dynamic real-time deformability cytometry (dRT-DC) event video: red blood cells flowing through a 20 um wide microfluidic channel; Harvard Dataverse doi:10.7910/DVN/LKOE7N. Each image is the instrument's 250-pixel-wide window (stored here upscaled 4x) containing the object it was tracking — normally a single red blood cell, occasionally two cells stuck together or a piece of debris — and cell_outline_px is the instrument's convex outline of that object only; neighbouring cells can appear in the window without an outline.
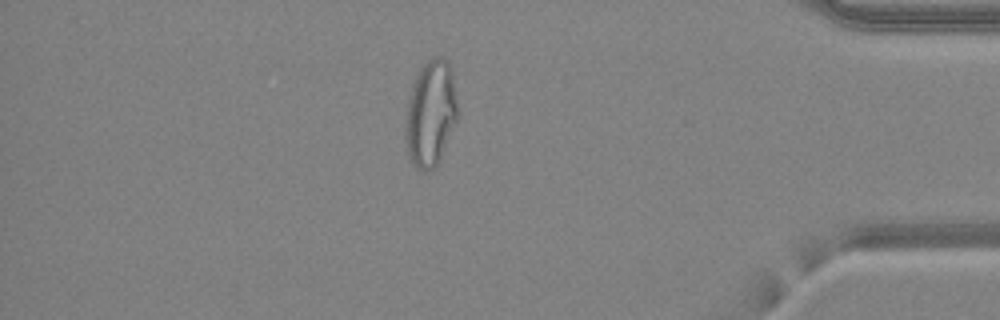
{"species": "common noctule bat (a hibernating species)", "species_latin": "Nyctalus noctula", "temperature_condition": "warm", "stored_images_in_passage": 48, "camera_frame_rate_fps": 3000, "um_per_image_px": 0.085, "animal": {"sex": "female", "body_mass_g": 24.6, "forearm_length_mm": 56.2}, "frame": {"image": 1, "passage_image": 41, "time_ms": 13.333, "image_size_px": [1000, 320], "cell_outline_px": [[460, 116], [440, 160], [428, 172], [424, 172], [416, 168], [412, 164], [408, 156], [404, 136], [404, 120], [408, 100], [412, 84], [420, 68], [432, 56], [444, 56], [448, 60], [452, 72]], "centroid_in_image_um": [36.61, 9.66], "position_along_channel_um": 398.6, "area_um2": 33.29}}